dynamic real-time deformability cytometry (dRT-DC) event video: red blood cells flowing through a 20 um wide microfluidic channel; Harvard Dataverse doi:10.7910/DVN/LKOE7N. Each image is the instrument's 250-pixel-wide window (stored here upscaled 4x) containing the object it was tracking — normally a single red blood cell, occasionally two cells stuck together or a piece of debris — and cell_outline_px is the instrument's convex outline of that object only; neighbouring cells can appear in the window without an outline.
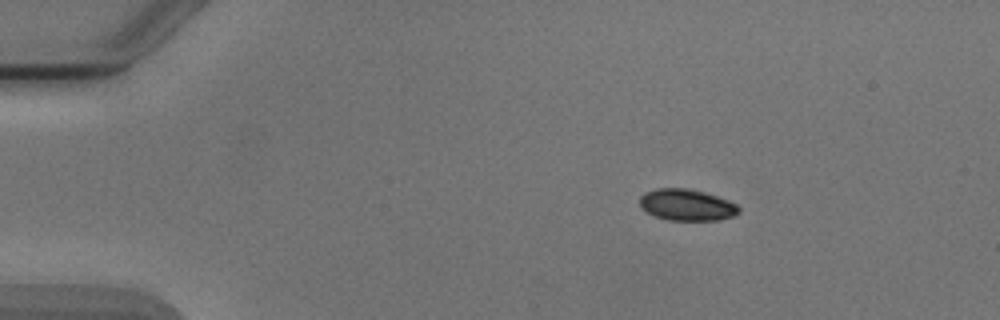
{"species": "Egyptian fruit bat (a non-hibernating species)", "species_latin": "Rousettus aegyptiacus", "temperature_condition": "cold", "stored_images_in_passage": 2, "camera_frame_rate_fps": 3000, "um_per_image_px": 0.085, "animal": {"sex": "male"}, "frame": {"image": 1, "passage_image": 2, "time_ms": 18.0, "image_size_px": [1000, 320], "cell_outline_px": [[740, 212], [732, 216], [720, 220], [668, 220], [656, 216], [640, 208], [640, 196], [644, 192], [656, 188], [688, 188], [704, 192], [728, 200], [736, 204], [740, 208]], "centroid_in_image_um": [58.36, 17.41], "position_along_channel_um": 26.6, "area_um2": 18.21}}